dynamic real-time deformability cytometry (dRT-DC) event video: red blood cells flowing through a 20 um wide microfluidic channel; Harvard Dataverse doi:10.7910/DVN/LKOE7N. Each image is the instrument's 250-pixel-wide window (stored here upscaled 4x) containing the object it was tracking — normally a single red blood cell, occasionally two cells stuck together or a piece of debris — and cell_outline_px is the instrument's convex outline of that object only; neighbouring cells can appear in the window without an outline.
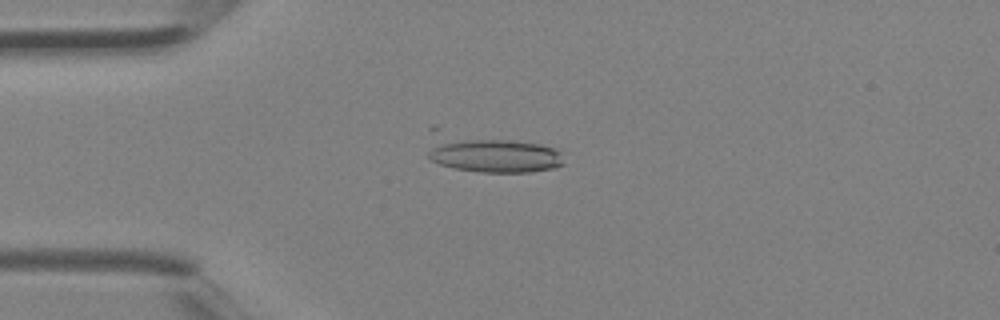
{"species": "Egyptian fruit bat (a non-hibernating species)", "species_latin": "Rousettus aegyptiacus", "temperature_condition": "room temperature", "stored_images_in_passage": 4, "camera_frame_rate_fps": 3000, "um_per_image_px": 0.085, "animal": {"sex": "female"}, "frame": {"image": 1, "passage_image": 3, "time_ms": 0.667, "image_size_px": [1000, 320], "cell_outline_px": [[564, 164], [556, 168], [528, 172], [480, 172], [456, 168], [440, 164], [428, 160], [428, 128], [432, 124], [440, 124], [540, 144], [552, 148], [560, 152]], "centroid_in_image_um": [41.47, 12.89], "position_along_channel_um": 43.5, "area_um2": 32.83}}